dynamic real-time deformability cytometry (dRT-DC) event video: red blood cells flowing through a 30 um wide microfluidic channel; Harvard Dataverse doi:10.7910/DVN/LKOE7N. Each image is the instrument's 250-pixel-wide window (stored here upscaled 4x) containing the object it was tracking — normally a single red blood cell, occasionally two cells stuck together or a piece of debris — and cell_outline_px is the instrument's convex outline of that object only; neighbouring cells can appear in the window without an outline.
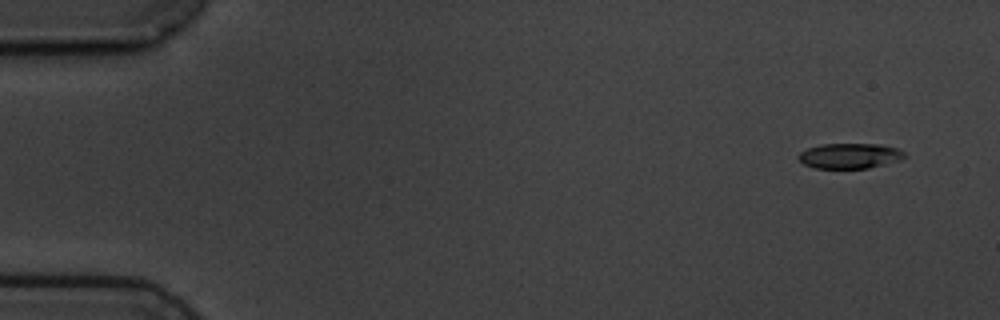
{"species": "common noctule bat (a hibernating species)", "species_latin": "Nyctalus noctula", "temperature_condition": "cold", "stored_images_in_passage": 6, "camera_frame_rate_fps": 3000, "um_per_image_px": 0.085, "animal": {"sex": "male", "body_mass_g": 19.5, "forearm_length_mm": 54.6}, "frame": {"image": 1, "passage_image": 1, "time_ms": 0.0, "image_size_px": [1000, 320], "cell_outline_px": [[904, 156], [900, 160], [868, 168], [816, 168], [804, 164], [796, 156], [800, 152], [808, 148], [820, 144], [880, 144], [896, 148], [904, 152]], "centroid_in_image_um": [72.2, 13.24], "position_along_channel_um": 12.8, "area_um2": 15.49}}
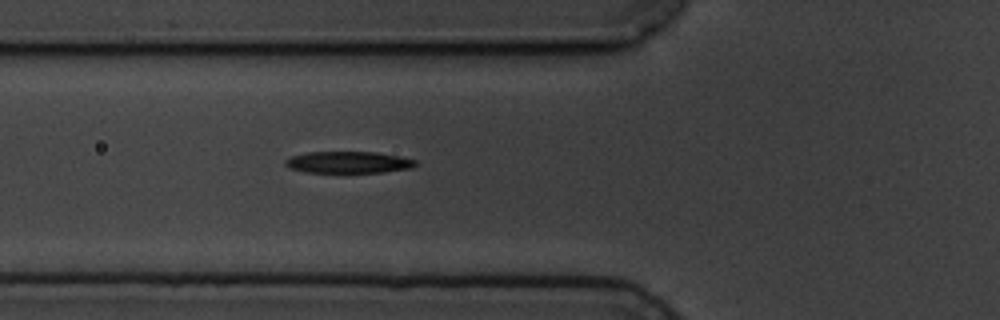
{"frame": {"image": 2, "passage_image": 6, "time_ms": 5.667, "image_size_px": [1000, 320], "cell_outline_px": [[416, 164], [412, 168], [384, 172], [308, 172], [292, 168], [284, 164], [284, 160], [292, 156], [308, 152], [376, 152], [400, 156], [416, 160]], "centroid_in_image_um": [29.64, 13.79], "position_along_channel_um": 96.2, "area_um2": 16.3}}